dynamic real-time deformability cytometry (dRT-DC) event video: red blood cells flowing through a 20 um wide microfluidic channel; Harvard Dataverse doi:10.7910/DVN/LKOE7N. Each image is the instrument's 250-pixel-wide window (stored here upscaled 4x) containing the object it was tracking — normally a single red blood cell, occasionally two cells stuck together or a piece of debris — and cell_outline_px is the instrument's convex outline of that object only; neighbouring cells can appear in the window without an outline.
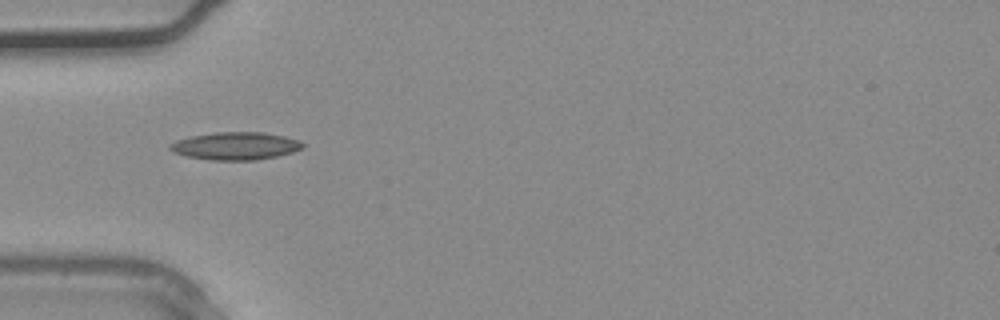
{"species": "common noctule bat (a hibernating species)", "species_latin": "Nyctalus noctula", "temperature_condition": "warm", "stored_images_in_passage": 26, "camera_frame_rate_fps": 3000, "um_per_image_px": 0.085, "animal": {"sex": "male", "body_mass_g": 20.4}, "frame": {"image": 1, "passage_image": 1, "time_ms": 0.0, "image_size_px": [1000, 320], "cell_outline_px": [[304, 144], [300, 148], [292, 152], [276, 156], [256, 160], [208, 160], [184, 156], [172, 152], [168, 148], [168, 144], [176, 140], [192, 136], [216, 132], [264, 132], [284, 136], [300, 140]], "centroid_in_image_um": [19.96, 12.41], "position_along_channel_um": 65.0, "area_um2": 21.5}}